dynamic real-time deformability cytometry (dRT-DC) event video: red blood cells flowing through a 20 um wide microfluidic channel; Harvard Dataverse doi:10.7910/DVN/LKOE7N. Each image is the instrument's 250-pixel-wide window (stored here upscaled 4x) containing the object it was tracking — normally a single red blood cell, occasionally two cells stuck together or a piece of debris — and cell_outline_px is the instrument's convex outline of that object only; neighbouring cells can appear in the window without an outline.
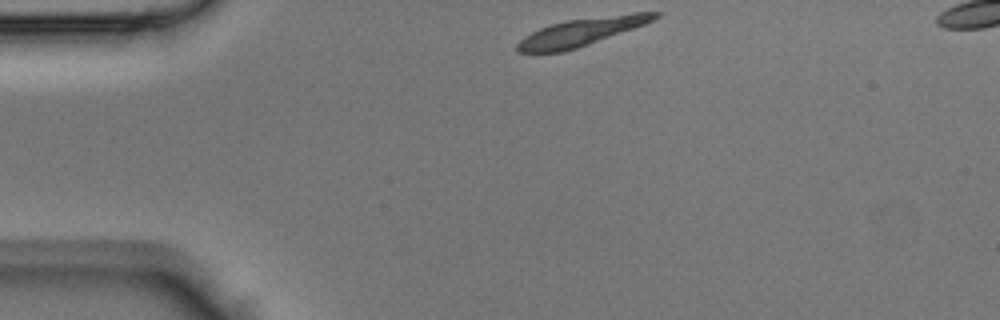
{"species": "Egyptian fruit bat (a non-hibernating species)", "species_latin": "Rousettus aegyptiacus", "temperature_condition": "room temperature", "stored_images_in_passage": 36, "segment_of_instrument_passage": [1, 2], "camera_frame_rate_fps": 3000, "um_per_image_px": 0.085, "animal": {"sex": "male"}, "frame": {"image": 1, "passage_image": 1, "time_ms": 0.0, "image_size_px": [1000, 320], "cell_outline_px": [[664, 12], [656, 20], [588, 44], [564, 52], [516, 52], [516, 44], [524, 36], [540, 28], [564, 20], [632, 12]], "centroid_in_image_um": [49.45, 2.69], "position_along_channel_um": 35.6, "area_um2": 22.2}}
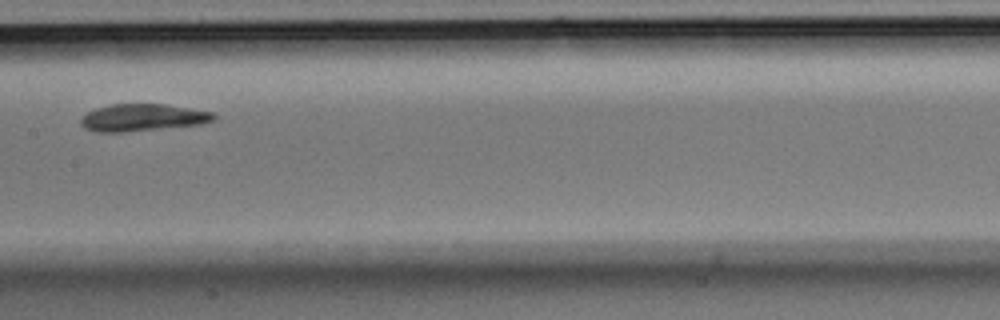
{"frame": {"image": 2, "passage_image": 14, "time_ms": 4.333, "image_size_px": [1000, 320], "cell_outline_px": [[216, 120], [200, 124], [124, 132], [96, 132], [84, 128], [80, 124], [80, 120], [88, 112], [96, 108], [112, 104], [168, 104], [212, 112], [216, 116]], "centroid_in_image_um": [12.12, 9.99], "position_along_channel_um": 195.3, "area_um2": 20.98}}
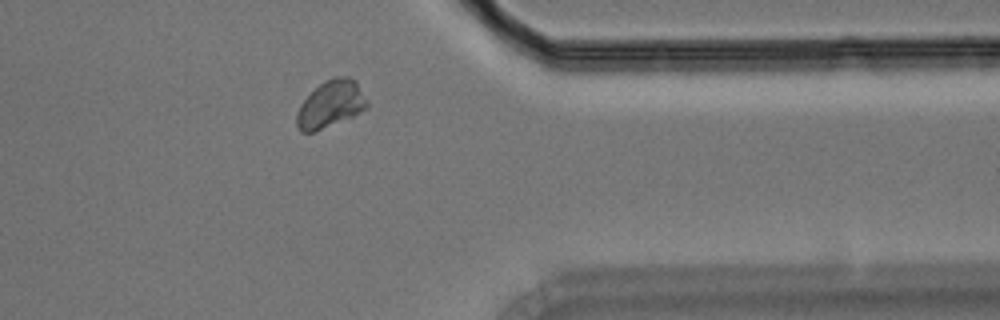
{"frame": {"image": 3, "passage_image": 27, "time_ms": 8.667, "image_size_px": [1000, 320], "cell_outline_px": [[368, 108], [352, 116], [312, 132], [300, 132], [296, 124], [296, 116], [300, 104], [324, 80], [332, 76], [348, 76], [356, 80], [368, 100]], "centroid_in_image_um": [28.13, 8.82], "position_along_channel_um": 383.3, "area_um2": 19.19}}